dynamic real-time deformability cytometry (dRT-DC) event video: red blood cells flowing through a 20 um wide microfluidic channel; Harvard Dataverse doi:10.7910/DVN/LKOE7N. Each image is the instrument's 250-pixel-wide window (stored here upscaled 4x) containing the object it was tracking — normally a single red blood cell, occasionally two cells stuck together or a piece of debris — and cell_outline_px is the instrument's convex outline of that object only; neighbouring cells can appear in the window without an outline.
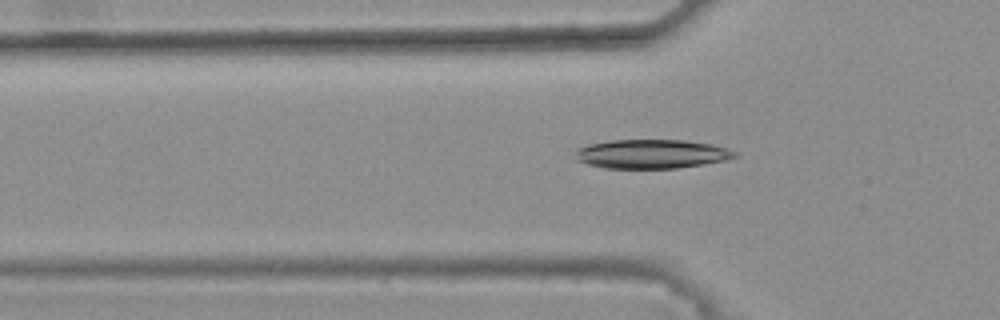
{"species": "common noctule bat (a hibernating species)", "species_latin": "Nyctalus noctula", "temperature_condition": "warm", "stored_images_in_passage": 47, "camera_frame_rate_fps": 3000, "um_per_image_px": 0.085, "animal": {"sex": "female", "body_mass_g": 25.1}, "frame": {"image": 1, "passage_image": 17, "time_ms": 5.333, "image_size_px": [1000, 320], "cell_outline_px": [[740, 156], [724, 160], [704, 164], [676, 168], [604, 168], [588, 164], [576, 160], [576, 148], [588, 144], [612, 140], [684, 140], [712, 144], [728, 148], [736, 152]], "centroid_in_image_um": [55.39, 13.08], "position_along_channel_um": 70.4, "area_um2": 27.05}}
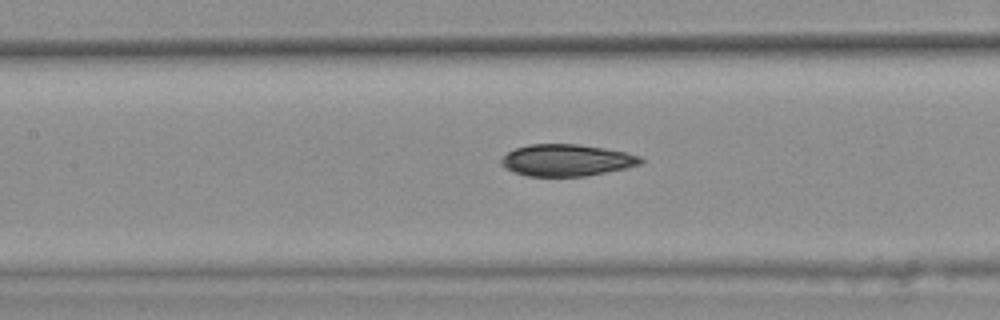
{"frame": {"image": 2, "passage_image": 24, "time_ms": 7.667, "image_size_px": [1000, 320], "cell_outline_px": [[644, 160], [640, 164], [624, 168], [584, 176], [528, 176], [512, 172], [504, 168], [500, 164], [500, 160], [508, 152], [516, 148], [528, 144], [576, 144], [604, 148], [624, 152], [640, 156]], "centroid_in_image_um": [48.11, 13.61], "position_along_channel_um": 159.3, "area_um2": 25.66}}
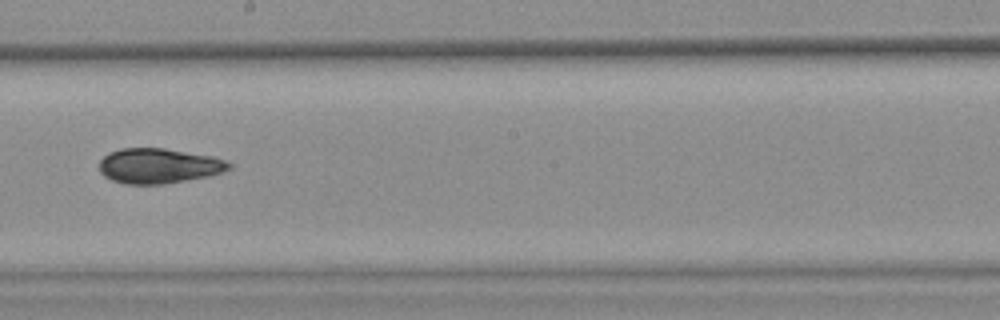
{"frame": {"image": 3, "passage_image": 30, "time_ms": 9.667, "image_size_px": [1000, 320], "cell_outline_px": [[232, 168], [224, 172], [208, 176], [160, 184], [124, 184], [112, 180], [104, 176], [100, 172], [100, 160], [108, 152], [120, 148], [164, 148], [212, 156], [224, 160], [232, 164]], "centroid_in_image_um": [13.48, 14.09], "position_along_channel_um": 234.7, "area_um2": 26.47}, "authors_computed_cell_mechanics": {"area_um2": 26.7614, "velocity_mm_per_s": 3.7808, "shape_relaxation_time_tau1_ms": 4.2062, "shape_relaxation_time_tau2_ms": 4.214, "deformation_change_tau1": 0.151, "deformation_change_tau2": 0.0954}}